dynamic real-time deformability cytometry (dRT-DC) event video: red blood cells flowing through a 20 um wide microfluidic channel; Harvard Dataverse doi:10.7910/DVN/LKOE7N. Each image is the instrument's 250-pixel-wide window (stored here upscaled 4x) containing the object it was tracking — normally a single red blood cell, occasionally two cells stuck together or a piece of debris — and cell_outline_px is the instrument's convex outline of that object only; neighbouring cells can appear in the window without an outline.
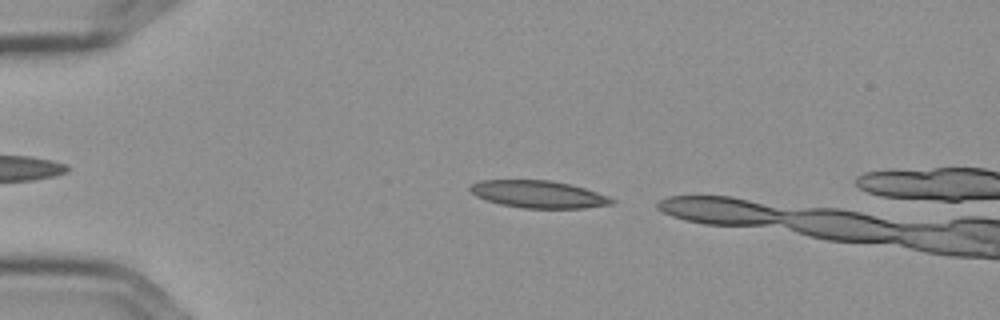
{"species": "Egyptian fruit bat (a non-hibernating species)", "species_latin": "Rousettus aegyptiacus", "temperature_condition": "cold", "stored_images_in_passage": 8, "camera_frame_rate_fps": 3000, "um_per_image_px": 0.085, "frame": {"image": 1, "passage_image": 3, "time_ms": 0.667, "image_size_px": [1000, 320], "cell_outline_px": [[616, 204], [584, 208], [520, 208], [500, 204], [476, 196], [468, 188], [472, 184], [480, 180], [552, 180], [572, 184], [608, 196], [616, 200]], "centroid_in_image_um": [45.81, 16.51], "position_along_channel_um": 39.2, "area_um2": 22.66}}